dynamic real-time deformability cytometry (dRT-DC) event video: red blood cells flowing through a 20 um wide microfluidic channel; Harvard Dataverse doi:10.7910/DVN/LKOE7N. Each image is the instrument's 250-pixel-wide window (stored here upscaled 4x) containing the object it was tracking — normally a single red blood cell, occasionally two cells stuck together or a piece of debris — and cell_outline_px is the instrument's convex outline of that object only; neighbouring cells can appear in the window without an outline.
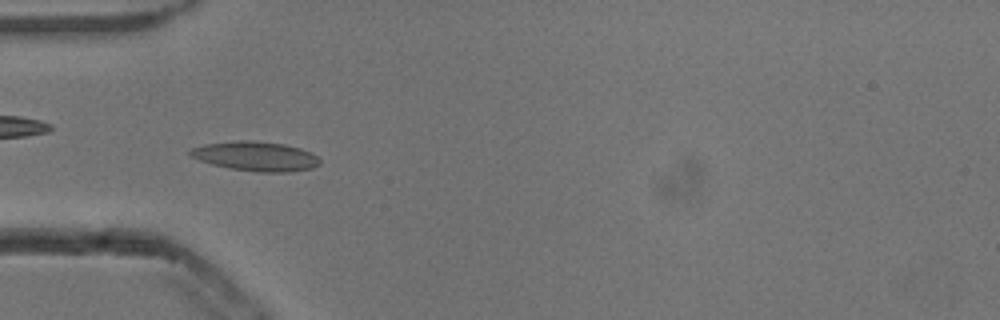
{"species": "common noctule bat (a hibernating species)", "species_latin": "Nyctalus noctula", "temperature_condition": "cold", "stored_images_in_passage": 53, "camera_frame_rate_fps": 3000, "um_per_image_px": 0.085, "animal": {"sex": "male", "body_mass_g": 13.3}, "frame": {"image": 1, "passage_image": 16, "time_ms": 5.0, "image_size_px": [1000, 320], "cell_outline_px": [[320, 164], [312, 168], [292, 172], [260, 172], [228, 168], [212, 164], [200, 160], [192, 156], [188, 152], [192, 148], [204, 144], [244, 140], [252, 140], [284, 144], [300, 148], [312, 152], [320, 160]], "centroid_in_image_um": [21.77, 13.28], "position_along_channel_um": 63.2, "area_um2": 22.2}}
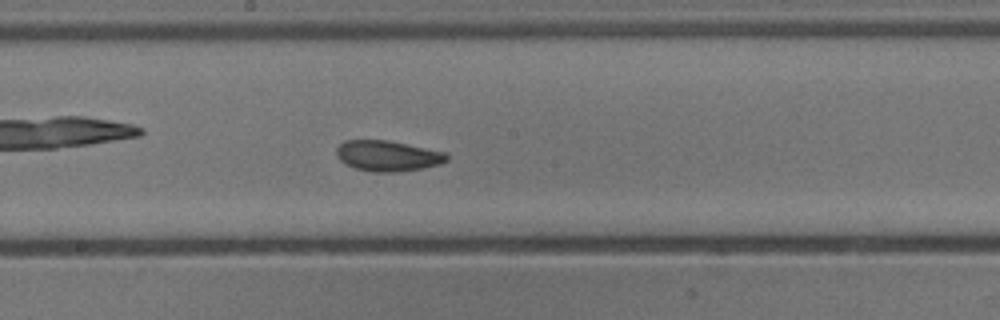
{"frame": {"image": 2, "passage_image": 28, "time_ms": 9.0, "image_size_px": [1000, 320], "cell_outline_px": [[448, 160], [440, 164], [424, 168], [400, 172], [372, 172], [356, 168], [340, 160], [336, 156], [336, 148], [344, 140], [388, 140], [444, 152], [448, 156]], "centroid_in_image_um": [32.95, 13.25], "position_along_channel_um": 215.3, "area_um2": 19.65}}
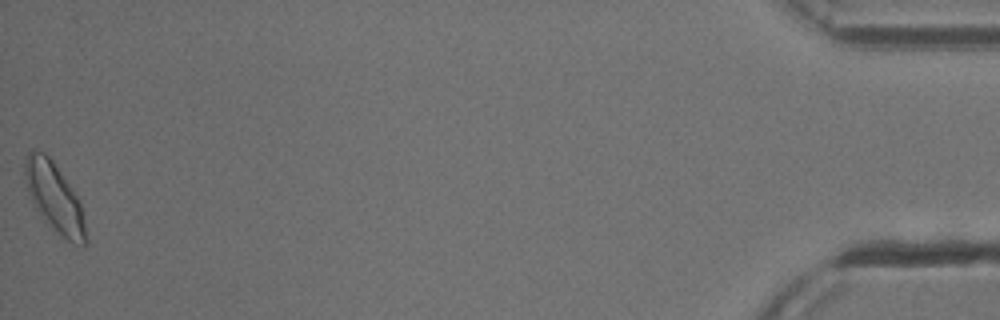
{"frame": {"image": 3, "passage_image": 53, "time_ms": 17.333, "image_size_px": [1000, 320], "cell_outline_px": [[88, 244], [84, 248], [72, 244], [60, 236], [44, 220], [32, 204], [28, 192], [24, 172], [24, 156], [32, 148], [36, 148], [44, 152], [52, 160], [76, 196], [80, 204], [88, 240]], "centroid_in_image_um": [4.61, 16.82], "position_along_channel_um": 430.6, "area_um2": 24.74}, "authors_computed_cell_mechanics": {"area_um2": 19.652, "velocity_mm_per_s": 3.8105, "shape_relaxation_time_tau1_ms": 5.6266, "shape_relaxation_time_tau2_ms": 3.2464, "deformation_change_tau1": 0.1476, "deformation_change_tau2": 0.0969}}